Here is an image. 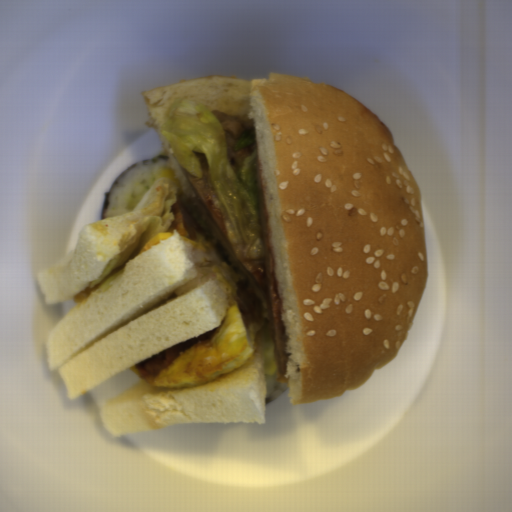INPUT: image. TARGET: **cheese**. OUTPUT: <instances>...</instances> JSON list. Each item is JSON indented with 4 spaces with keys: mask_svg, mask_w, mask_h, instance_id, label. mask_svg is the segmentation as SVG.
Masks as SVG:
<instances>
[{
    "mask_svg": "<svg viewBox=\"0 0 512 512\" xmlns=\"http://www.w3.org/2000/svg\"><path fill=\"white\" fill-rule=\"evenodd\" d=\"M174 233H171L169 231L167 232H160V233H157L155 236H153L143 247L142 251L140 252L143 253L144 251H146L147 249L151 248L152 246H154L155 244L159 243L160 241L164 240V239H167L171 236H173ZM139 254V255H140Z\"/></svg>",
    "mask_w": 512,
    "mask_h": 512,
    "instance_id": "39d9744d",
    "label": "cheese"
},
{
    "mask_svg": "<svg viewBox=\"0 0 512 512\" xmlns=\"http://www.w3.org/2000/svg\"><path fill=\"white\" fill-rule=\"evenodd\" d=\"M180 238L183 240L184 243H190L194 248H197V249H200L201 251H203L205 254L208 252L207 249L203 246V244L199 241V242H195L187 237H184V236H181L179 235Z\"/></svg>",
    "mask_w": 512,
    "mask_h": 512,
    "instance_id": "9ae1461e",
    "label": "cheese"
}]
</instances>
